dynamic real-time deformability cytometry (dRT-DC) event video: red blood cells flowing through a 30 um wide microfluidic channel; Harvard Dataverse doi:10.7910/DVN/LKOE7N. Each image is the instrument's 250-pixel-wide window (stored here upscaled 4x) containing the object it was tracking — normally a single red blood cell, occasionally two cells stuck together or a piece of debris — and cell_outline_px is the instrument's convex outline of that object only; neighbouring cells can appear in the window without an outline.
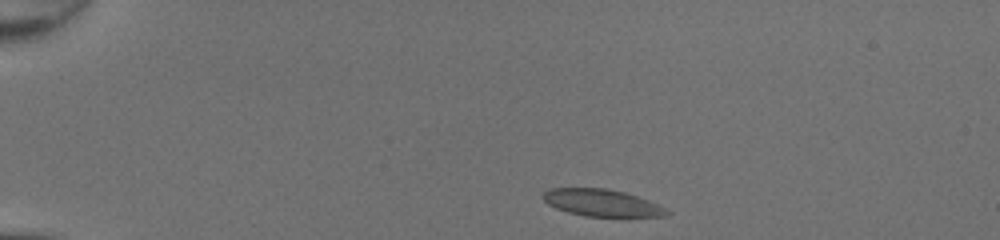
{"species": "common noctule bat (a hibernating species)", "species_latin": "Nyctalus noctula", "temperature_condition": "room temperature", "stored_images_in_passage": 40, "camera_frame_rate_fps": 3000, "um_per_image_px": 0.085, "animal": {"sex": "female", "body_mass_g": 20.0, "forearm_length_mm": 54.0}, "frame": {"image": 1, "passage_image": 1, "time_ms": 0.0, "image_size_px": [1000, 240], "cell_outline_px": [[672, 212], [668, 216], [628, 220], [584, 216], [568, 212], [556, 208], [548, 204], [544, 200], [544, 192], [548, 188], [608, 188], [624, 192], [648, 200]], "centroid_in_image_um": [51.27, 17.31], "position_along_channel_um": 33.7, "area_um2": 20.52}}
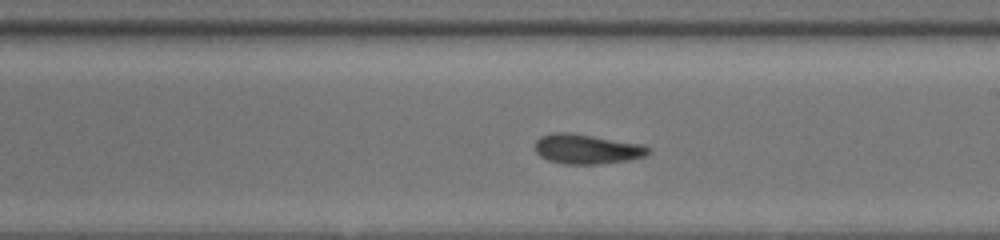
{"frame": {"image": 2, "passage_image": 21, "time_ms": 6.667, "image_size_px": [1000, 240], "cell_outline_px": [[652, 152], [644, 156], [628, 160], [600, 164], [564, 164], [548, 160], [540, 156], [536, 152], [536, 140], [540, 136], [552, 132], [572, 132], [644, 144], [652, 148]], "centroid_in_image_um": [49.92, 12.65], "position_along_channel_um": 239.1, "area_um2": 20.0}}
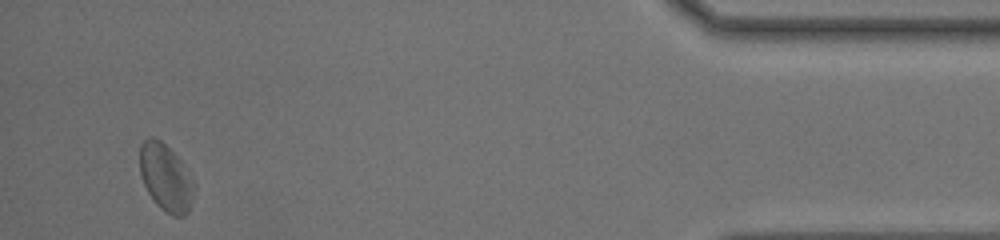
{"frame": {"image": 3, "passage_image": 38, "time_ms": 12.333, "image_size_px": [1000, 240], "cell_outline_px": [[196, 188], [192, 204], [188, 212], [184, 216], [172, 216], [164, 212], [156, 204], [148, 192], [140, 176], [140, 144], [148, 136], [152, 136], [160, 140], [180, 160], [196, 184]], "centroid_in_image_um": [14.11, 15.13], "position_along_channel_um": 421.1, "area_um2": 21.5}, "authors_computed_cell_mechanics": {"area_um2": 19.8543, "velocity_mm_per_s": 4.2799, "shape_relaxation_time_tau1_ms": 4.7653, "shape_relaxation_time_tau2_ms": 2.1648, "deformation_change_tau1": 0.0934, "deformation_change_tau2": 0.0736}}